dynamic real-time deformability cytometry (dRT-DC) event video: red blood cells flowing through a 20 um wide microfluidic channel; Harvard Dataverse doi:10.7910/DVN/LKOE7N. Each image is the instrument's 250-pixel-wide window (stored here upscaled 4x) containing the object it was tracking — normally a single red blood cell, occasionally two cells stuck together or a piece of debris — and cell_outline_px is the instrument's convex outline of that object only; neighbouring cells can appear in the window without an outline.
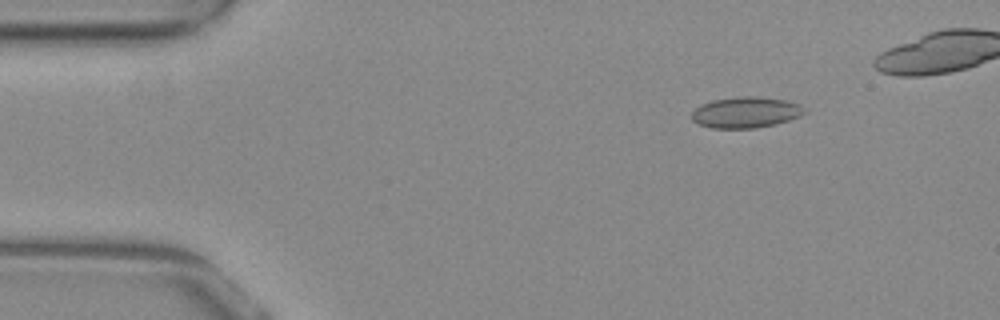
{"species": "common noctule bat (a hibernating species)", "species_latin": "Nyctalus noctula", "temperature_condition": "warm", "stored_images_in_passage": 47, "camera_frame_rate_fps": 3000, "um_per_image_px": 0.085, "animal": {"sex": "female", "body_mass_g": 29.2, "forearm_length_mm": 56.3}, "frame": {"image": 1, "passage_image": 7, "time_ms": 2.0, "image_size_px": [1000, 320], "cell_outline_px": [[808, 112], [800, 116], [776, 124], [756, 128], [712, 128], [696, 124], [692, 120], [692, 112], [700, 104], [712, 100], [740, 96], [756, 96], [788, 100], [800, 104]], "centroid_in_image_um": [63.4, 9.55], "position_along_channel_um": 21.6, "area_um2": 20.63}}
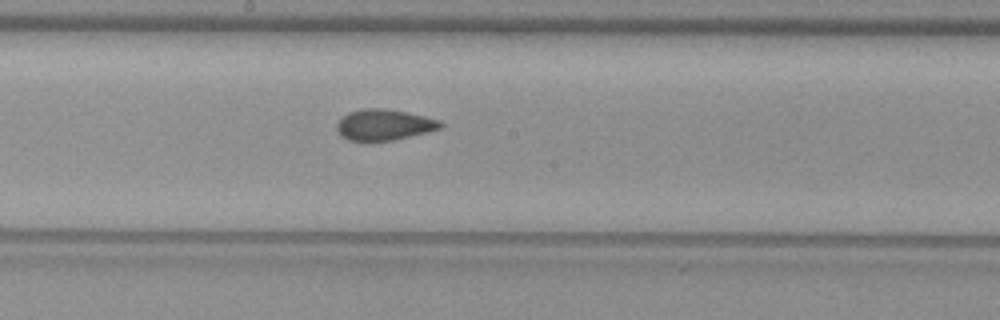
{"frame": {"image": 2, "passage_image": 28, "time_ms": 9.0, "image_size_px": [1000, 320], "cell_outline_px": [[444, 128], [428, 132], [392, 140], [364, 144], [348, 140], [340, 136], [336, 128], [336, 124], [348, 112], [360, 108], [384, 108], [408, 112], [440, 120], [444, 124]], "centroid_in_image_um": [32.62, 10.64], "position_along_channel_um": 215.6, "area_um2": 19.42}}
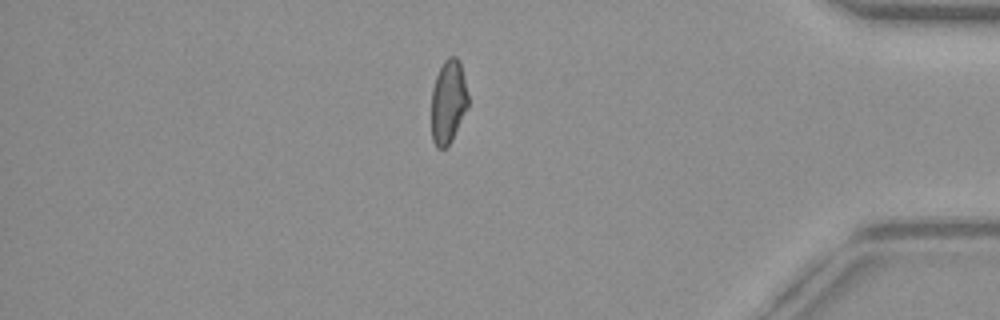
{"frame": {"image": 3, "passage_image": 45, "time_ms": 14.667, "image_size_px": [1000, 320], "cell_outline_px": [[468, 108], [452, 140], [444, 148], [436, 148], [432, 140], [432, 88], [436, 76], [444, 60], [448, 56], [456, 56], [460, 60], [468, 96]], "centroid_in_image_um": [38.11, 8.64], "position_along_channel_um": 397.1, "area_um2": 17.98}, "authors_computed_cell_mechanics": {"area_um2": 19.1896, "velocity_mm_per_s": 3.878, "shape_relaxation_time_tau1_ms": null, "shape_relaxation_time_tau2_ms": 1.2897, "deformation_change_tau1": null, "deformation_change_tau2": 0.0756}}